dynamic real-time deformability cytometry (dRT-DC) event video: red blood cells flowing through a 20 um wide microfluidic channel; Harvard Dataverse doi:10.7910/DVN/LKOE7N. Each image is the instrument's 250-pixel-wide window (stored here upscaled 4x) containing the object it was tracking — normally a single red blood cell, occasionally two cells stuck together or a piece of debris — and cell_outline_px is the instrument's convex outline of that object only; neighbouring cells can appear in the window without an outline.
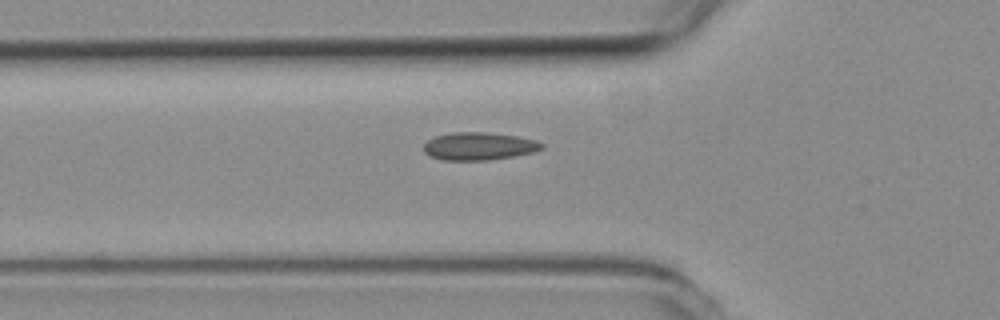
{"species": "common noctule bat (a hibernating species)", "species_latin": "Nyctalus noctula", "temperature_condition": "room temperature", "stored_images_in_passage": 4, "camera_frame_rate_fps": 3000, "um_per_image_px": 0.085, "animal": {"sex": "female", "body_mass_g": 19.3, "forearm_length_mm": 54.1}, "frame": {"image": 1, "passage_image": 4, "time_ms": 1.0, "image_size_px": [1000, 320], "cell_outline_px": [[544, 148], [536, 152], [488, 160], [444, 160], [432, 156], [424, 152], [424, 144], [428, 140], [436, 136], [452, 132], [480, 132], [516, 136], [536, 140], [544, 144]], "centroid_in_image_um": [40.74, 12.43], "position_along_channel_um": 85.1, "area_um2": 18.96}}